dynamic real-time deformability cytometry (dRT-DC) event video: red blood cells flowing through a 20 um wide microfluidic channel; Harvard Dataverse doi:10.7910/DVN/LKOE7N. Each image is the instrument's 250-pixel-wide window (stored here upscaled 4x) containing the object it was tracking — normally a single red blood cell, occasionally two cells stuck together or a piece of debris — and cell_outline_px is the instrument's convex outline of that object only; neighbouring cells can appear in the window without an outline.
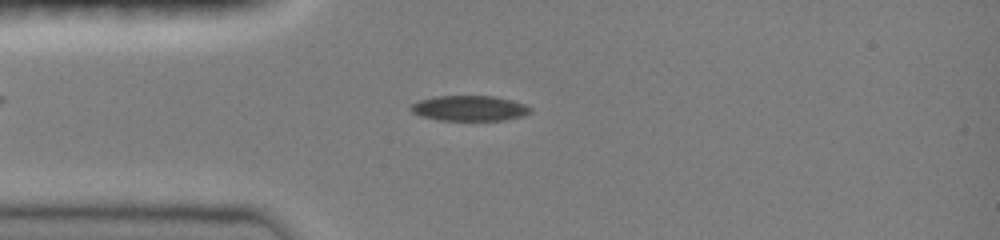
{"species": "common noctule bat (a hibernating species)", "species_latin": "Nyctalus noctula", "temperature_condition": "room temperature", "stored_images_in_passage": 46, "camera_frame_rate_fps": 3000, "um_per_image_px": 0.085, "animal": {"sex": "female", "body_mass_g": 19.0, "forearm_length_mm": 51.5}, "frame": {"image": 1, "passage_image": 11, "time_ms": 3.333, "image_size_px": [1000, 240], "cell_outline_px": [[532, 112], [524, 116], [504, 120], [440, 120], [420, 116], [412, 112], [408, 108], [416, 100], [432, 96], [492, 96], [512, 100], [524, 104], [532, 108]], "centroid_in_image_um": [39.87, 9.2], "position_along_channel_um": 45.1, "area_um2": 17.86}}
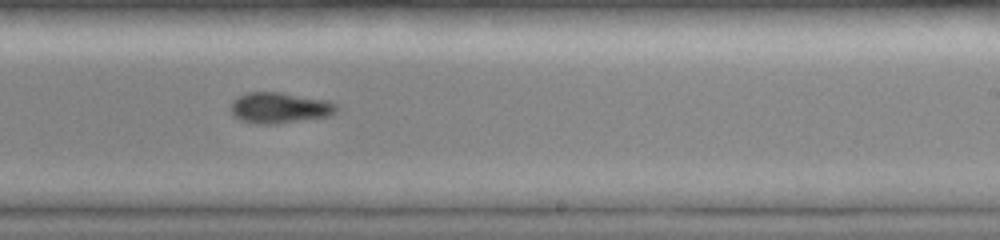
{"frame": {"image": 2, "passage_image": 28, "time_ms": 9.0, "image_size_px": [1000, 240], "cell_outline_px": [[340, 108], [332, 116], [276, 124], [256, 124], [240, 120], [232, 112], [232, 100], [248, 92], [280, 92], [328, 100], [336, 104]], "centroid_in_image_um": [23.83, 9.17], "position_along_channel_um": 265.2, "area_um2": 19.13}}
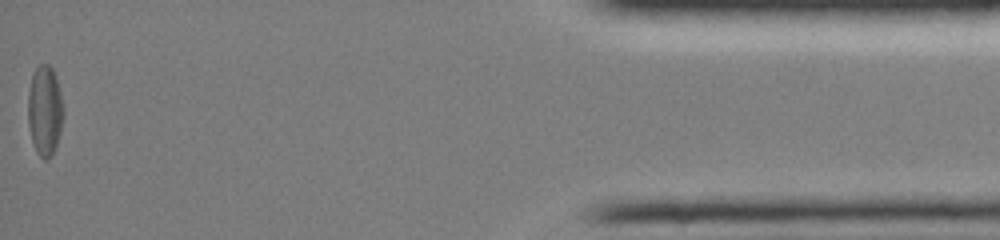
{"frame": {"image": 3, "passage_image": 46, "time_ms": 15.0, "image_size_px": [1000, 240], "cell_outline_px": [[64, 116], [60, 132], [52, 156], [48, 160], [44, 160], [36, 152], [32, 140], [28, 124], [28, 92], [32, 72], [40, 64], [48, 64], [52, 68], [56, 76], [64, 104]], "centroid_in_image_um": [3.82, 9.39], "position_along_channel_um": 431.4, "area_um2": 18.96}, "authors_computed_cell_mechanics": {"area_um2": 18.5249, "velocity_mm_per_s": 4.0731, "shape_relaxation_time_tau1_ms": 2.3256, "shape_relaxation_time_tau2_ms": 9.7929, "deformation_change_tau1": 0.1012, "deformation_change_tau2": 0.1838}}